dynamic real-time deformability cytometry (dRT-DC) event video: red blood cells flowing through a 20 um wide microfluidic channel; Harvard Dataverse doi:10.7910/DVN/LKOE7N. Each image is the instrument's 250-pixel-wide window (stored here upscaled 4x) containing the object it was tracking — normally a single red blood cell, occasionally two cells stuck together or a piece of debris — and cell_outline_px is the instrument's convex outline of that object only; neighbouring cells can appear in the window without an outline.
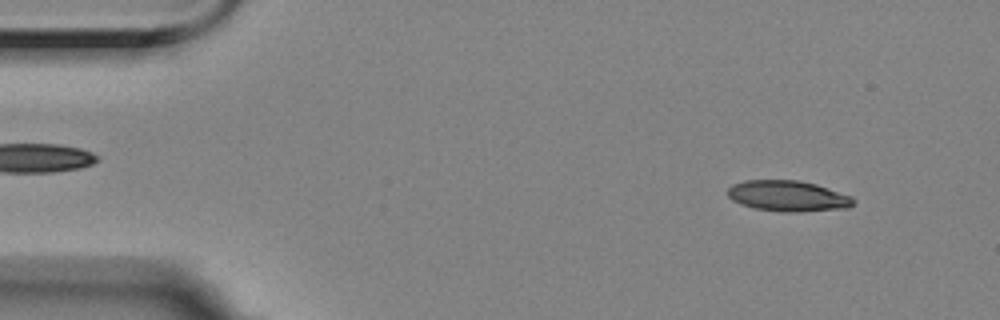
{"species": "Egyptian fruit bat (a non-hibernating species)", "species_latin": "Rousettus aegyptiacus", "temperature_condition": "room temperature", "stored_images_in_passage": 55, "camera_frame_rate_fps": 3000, "um_per_image_px": 0.085, "animal": {"sex": "female"}, "frame": {"image": 1, "passage_image": 5, "time_ms": 1.333, "image_size_px": [1000, 320], "cell_outline_px": [[856, 204], [848, 208], [800, 212], [780, 212], [756, 208], [740, 204], [732, 200], [728, 196], [728, 188], [732, 184], [744, 180], [800, 180], [816, 184], [852, 196], [856, 200]], "centroid_in_image_um": [67.0, 16.66], "position_along_channel_um": 18.0, "area_um2": 22.83}}
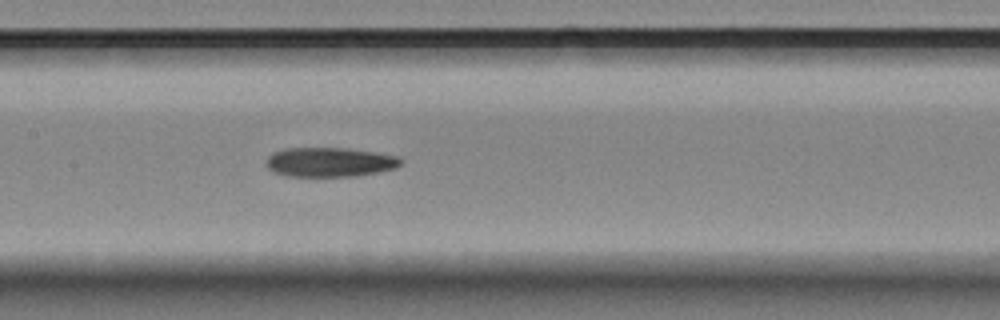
{"frame": {"image": 2, "passage_image": 26, "time_ms": 8.333, "image_size_px": [1000, 320], "cell_outline_px": [[404, 160], [396, 168], [380, 172], [356, 176], [288, 176], [272, 172], [264, 164], [268, 156], [272, 152], [284, 148], [348, 148], [376, 152], [400, 156]], "centroid_in_image_um": [28.03, 13.77], "position_along_channel_um": 179.4, "area_um2": 23.47}}
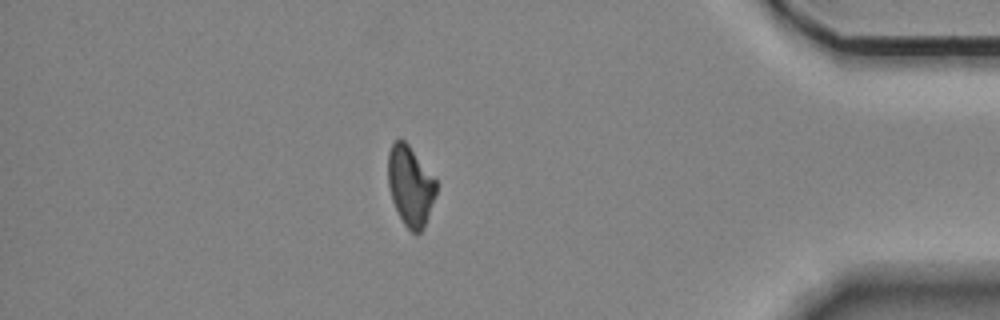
{"frame": {"image": 3, "passage_image": 48, "time_ms": 15.667, "image_size_px": [1000, 320], "cell_outline_px": [[436, 192], [424, 228], [416, 236], [404, 224], [392, 200], [388, 184], [388, 152], [392, 144], [400, 136], [408, 144], [436, 180]], "centroid_in_image_um": [34.86, 15.79], "position_along_channel_um": 400.3, "area_um2": 22.25}}